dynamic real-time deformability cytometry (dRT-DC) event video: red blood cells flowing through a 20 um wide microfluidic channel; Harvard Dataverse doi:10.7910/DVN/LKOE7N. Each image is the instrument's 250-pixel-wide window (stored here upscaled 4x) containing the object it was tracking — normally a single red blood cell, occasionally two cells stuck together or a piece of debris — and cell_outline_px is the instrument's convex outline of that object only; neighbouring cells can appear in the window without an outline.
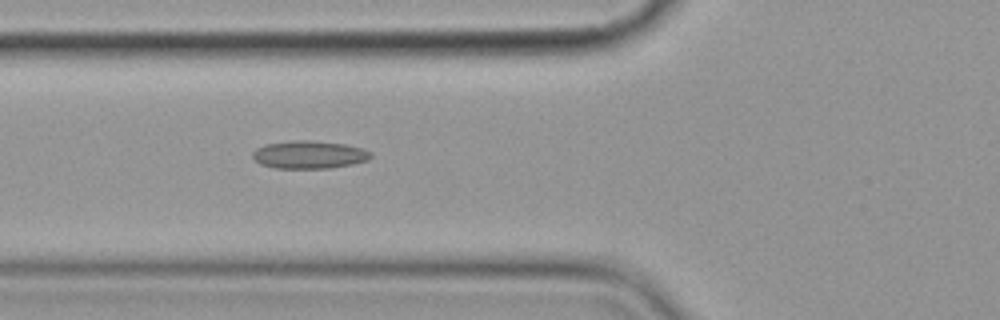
{"species": "common noctule bat (a hibernating species)", "species_latin": "Nyctalus noctula", "temperature_condition": "cold", "stored_images_in_passage": 5, "camera_frame_rate_fps": 3000, "um_per_image_px": 0.085, "animal": {"sex": "female", "body_mass_g": 19.9}, "frame": {"image": 1, "passage_image": 5, "time_ms": 4.667, "image_size_px": [1000, 320], "cell_outline_px": [[372, 156], [368, 160], [352, 164], [328, 168], [276, 168], [260, 164], [252, 156], [252, 152], [256, 148], [264, 144], [300, 140], [308, 140], [344, 144], [364, 148], [372, 152]], "centroid_in_image_um": [26.29, 13.14], "position_along_channel_um": 99.5, "area_um2": 19.13}}